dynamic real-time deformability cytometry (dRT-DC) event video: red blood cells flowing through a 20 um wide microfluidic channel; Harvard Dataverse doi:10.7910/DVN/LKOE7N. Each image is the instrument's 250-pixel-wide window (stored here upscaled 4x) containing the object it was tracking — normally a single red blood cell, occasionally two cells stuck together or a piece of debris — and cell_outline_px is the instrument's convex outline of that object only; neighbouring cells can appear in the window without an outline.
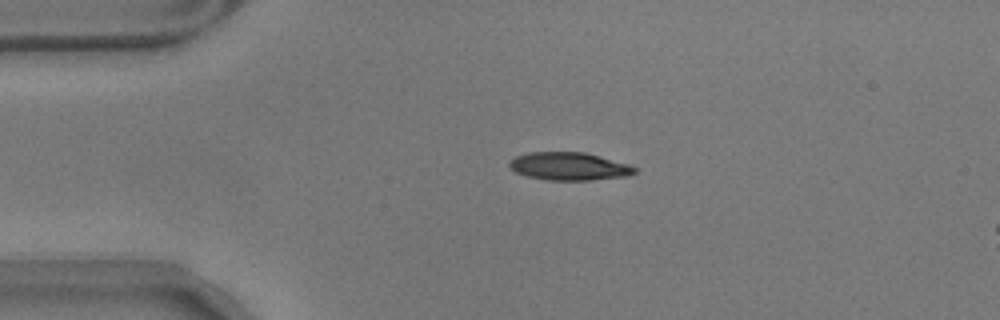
{"species": "common noctule bat (a hibernating species)", "species_latin": "Nyctalus noctula", "temperature_condition": "warm", "stored_images_in_passage": 6, "camera_frame_rate_fps": 3000, "um_per_image_px": 0.085, "animal": {"sex": "male", "body_mass_g": 17.9}, "frame": {"image": 1, "passage_image": 1, "time_ms": 0.0, "image_size_px": [1000, 320], "cell_outline_px": [[636, 172], [628, 176], [592, 180], [548, 180], [528, 176], [516, 172], [508, 164], [516, 156], [532, 152], [584, 152], [600, 156], [628, 164], [636, 168]], "centroid_in_image_um": [48.41, 14.14], "position_along_channel_um": 36.6, "area_um2": 20.17}}